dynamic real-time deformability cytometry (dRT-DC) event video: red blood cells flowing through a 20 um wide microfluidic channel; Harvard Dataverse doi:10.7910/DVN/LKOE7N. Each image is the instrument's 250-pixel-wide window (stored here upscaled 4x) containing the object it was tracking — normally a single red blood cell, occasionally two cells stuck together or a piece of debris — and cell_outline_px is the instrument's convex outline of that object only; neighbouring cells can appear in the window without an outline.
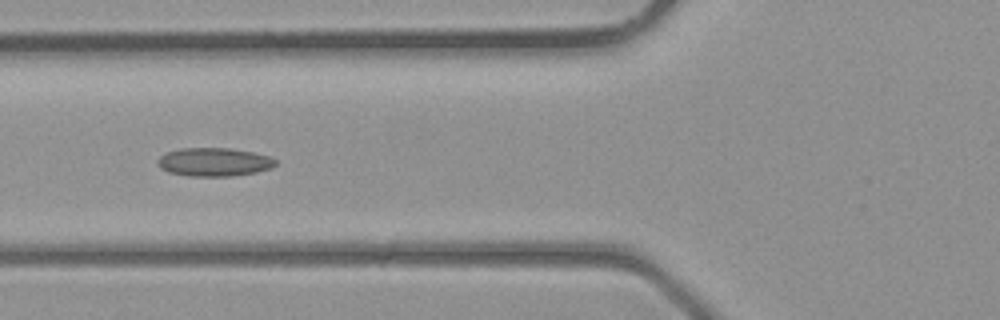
{"species": "common noctule bat (a hibernating species)", "species_latin": "Nyctalus noctula", "temperature_condition": "room temperature", "stored_images_in_passage": 28, "camera_frame_rate_fps": 3000, "um_per_image_px": 0.085, "animal": {"sex": "male", "body_mass_g": 23.1, "forearm_length_mm": 52.7}, "frame": {"image": 1, "passage_image": 5, "time_ms": 1.333, "image_size_px": [1000, 320], "cell_outline_px": [[276, 164], [272, 168], [256, 172], [232, 176], [188, 176], [168, 172], [160, 168], [156, 160], [160, 156], [168, 152], [180, 148], [228, 148], [252, 152], [268, 156], [276, 160]], "centroid_in_image_um": [18.18, 13.77], "position_along_channel_um": 107.6, "area_um2": 19.54}}